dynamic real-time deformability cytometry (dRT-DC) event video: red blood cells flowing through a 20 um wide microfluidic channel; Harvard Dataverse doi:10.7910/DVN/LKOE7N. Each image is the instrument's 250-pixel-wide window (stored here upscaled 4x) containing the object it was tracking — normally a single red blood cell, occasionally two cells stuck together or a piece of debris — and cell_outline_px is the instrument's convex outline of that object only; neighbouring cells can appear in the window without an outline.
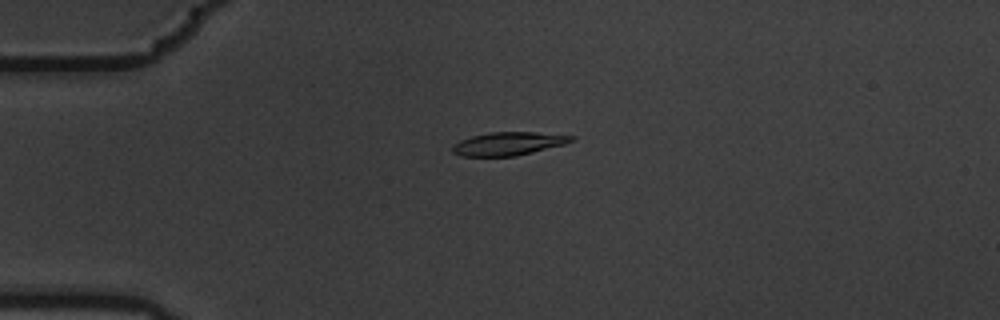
{"species": "common noctule bat (a hibernating species)", "species_latin": "Nyctalus noctula", "temperature_condition": "warm", "stored_images_in_passage": 4, "camera_frame_rate_fps": 3000, "um_per_image_px": 0.085, "animal": {"sex": "male", "body_mass_g": 19.5, "forearm_length_mm": 54.6}, "frame": {"image": 1, "passage_image": 2, "time_ms": 0.333, "image_size_px": [1000, 320], "cell_outline_px": [[576, 136], [572, 140], [564, 144], [516, 156], [460, 156], [452, 152], [452, 144], [460, 140], [472, 136], [492, 132], [536, 132]], "centroid_in_image_um": [43.17, 12.21], "position_along_channel_um": 41.8, "area_um2": 16.01}}
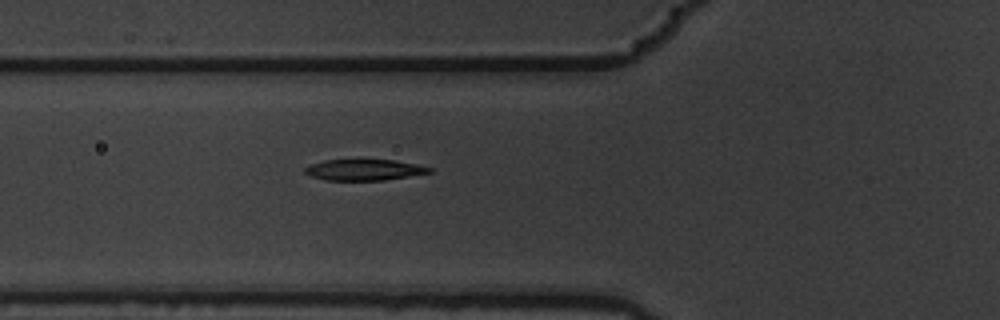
{"frame": {"image": 2, "passage_image": 4, "time_ms": 1.0, "image_size_px": [1000, 320], "cell_outline_px": [[432, 172], [384, 180], [324, 180], [312, 176], [304, 172], [304, 168], [312, 164], [324, 160], [360, 156], [392, 160], [416, 164], [432, 168]], "centroid_in_image_um": [30.91, 14.38], "position_along_channel_um": 94.9, "area_um2": 16.01}}